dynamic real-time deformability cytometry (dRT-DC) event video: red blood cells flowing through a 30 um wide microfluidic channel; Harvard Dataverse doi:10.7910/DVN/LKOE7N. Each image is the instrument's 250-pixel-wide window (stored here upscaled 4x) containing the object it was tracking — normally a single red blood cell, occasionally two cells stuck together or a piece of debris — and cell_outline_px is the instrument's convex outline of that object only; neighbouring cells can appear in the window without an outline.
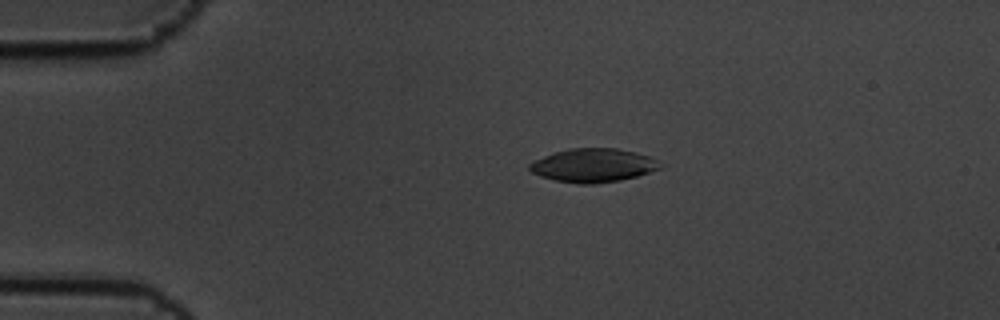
{"species": "common noctule bat (a hibernating species)", "species_latin": "Nyctalus noctula", "temperature_condition": "cold", "stored_images_in_passage": 5, "camera_frame_rate_fps": 3000, "um_per_image_px": 0.085, "animal": {"sex": "male", "body_mass_g": 19.5, "forearm_length_mm": 54.6}, "frame": {"image": 1, "passage_image": 4, "time_ms": 1.0, "image_size_px": [1000, 320], "cell_outline_px": [[664, 164], [660, 168], [636, 176], [620, 180], [596, 184], [576, 184], [556, 180], [540, 176], [532, 172], [528, 168], [528, 164], [532, 160], [568, 148], [616, 148], [636, 152], [648, 156]], "centroid_in_image_um": [50.4, 14.05], "position_along_channel_um": 34.6, "area_um2": 25.61}}